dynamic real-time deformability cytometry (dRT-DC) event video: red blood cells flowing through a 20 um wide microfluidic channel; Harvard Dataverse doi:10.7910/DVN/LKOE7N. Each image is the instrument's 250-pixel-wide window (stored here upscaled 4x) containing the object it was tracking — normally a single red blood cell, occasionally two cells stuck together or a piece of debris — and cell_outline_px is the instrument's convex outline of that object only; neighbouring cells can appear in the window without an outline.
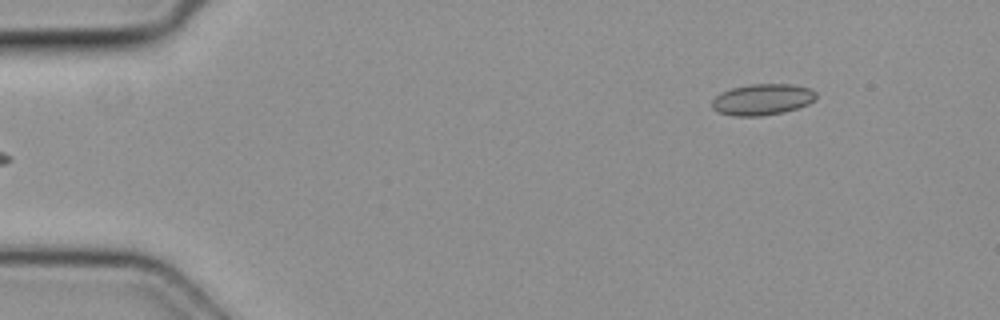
{"species": "common noctule bat (a hibernating species)", "species_latin": "Nyctalus noctula", "temperature_condition": "cold", "stored_images_in_passage": 8, "camera_frame_rate_fps": 3000, "um_per_image_px": 0.085, "animal": {"sex": "female", "body_mass_g": 19.3, "forearm_length_mm": 54.1}, "frame": {"image": 1, "passage_image": 1, "time_ms": 0.0, "image_size_px": [1000, 320], "cell_outline_px": [[816, 100], [808, 104], [784, 112], [760, 116], [736, 116], [720, 112], [712, 108], [712, 100], [720, 92], [732, 88], [752, 84], [792, 84], [808, 88], [816, 92]], "centroid_in_image_um": [64.81, 8.45], "position_along_channel_um": 20.2, "area_um2": 18.84}}